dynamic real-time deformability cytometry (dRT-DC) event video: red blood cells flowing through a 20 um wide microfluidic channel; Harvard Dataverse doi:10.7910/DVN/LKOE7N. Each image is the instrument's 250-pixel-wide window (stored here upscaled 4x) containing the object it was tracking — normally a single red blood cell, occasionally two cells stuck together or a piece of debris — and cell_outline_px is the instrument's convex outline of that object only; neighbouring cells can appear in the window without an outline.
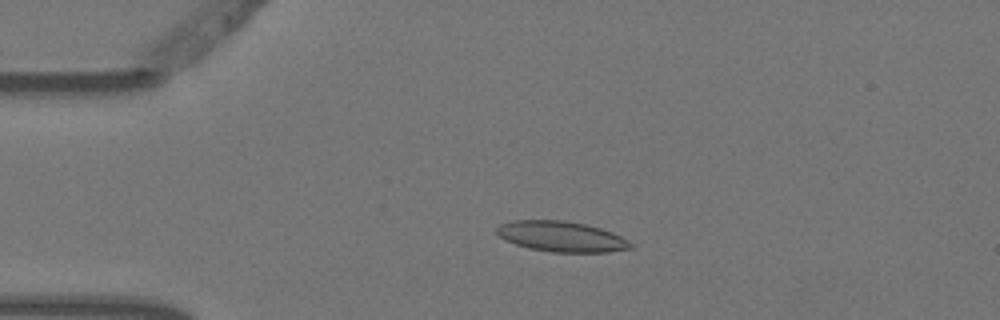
{"species": "Egyptian fruit bat (a non-hibernating species)", "species_latin": "Rousettus aegyptiacus", "temperature_condition": "warm", "stored_images_in_passage": 5, "camera_frame_rate_fps": 3000, "um_per_image_px": 0.085, "animal": {"sex": "female"}, "frame": {"image": 1, "passage_image": 4, "time_ms": 1.0, "image_size_px": [1000, 320], "cell_outline_px": [[632, 248], [608, 252], [552, 252], [528, 248], [504, 240], [496, 232], [496, 228], [500, 224], [512, 220], [564, 220], [584, 224], [600, 228], [612, 232], [628, 240], [632, 244]], "centroid_in_image_um": [47.7, 20.1], "position_along_channel_um": 37.3, "area_um2": 23.76}}